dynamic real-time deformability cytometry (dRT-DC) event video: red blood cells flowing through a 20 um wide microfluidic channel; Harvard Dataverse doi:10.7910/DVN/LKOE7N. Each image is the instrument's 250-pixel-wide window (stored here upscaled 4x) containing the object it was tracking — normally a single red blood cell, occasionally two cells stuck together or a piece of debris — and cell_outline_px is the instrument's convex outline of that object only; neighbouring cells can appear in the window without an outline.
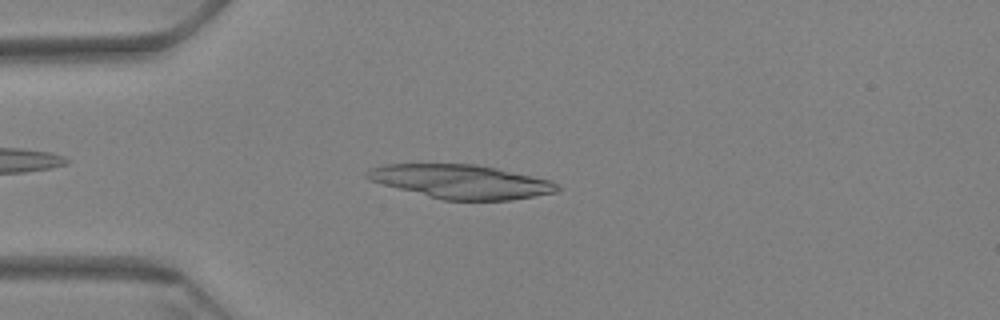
{"species": "Egyptian fruit bat (a non-hibernating species)", "species_latin": "Rousettus aegyptiacus", "temperature_condition": "warm", "stored_images_in_passage": 61, "camera_frame_rate_fps": 3000, "um_per_image_px": 0.085, "animal": {"sex": "female"}, "frame": {"image": 1, "passage_image": 15, "time_ms": 4.667, "image_size_px": [1000, 320], "cell_outline_px": [[560, 188], [556, 192], [512, 200], [444, 200], [428, 196], [368, 180], [364, 176], [364, 172], [372, 168], [384, 164], [476, 164], [496, 168], [548, 180], [560, 184]], "centroid_in_image_um": [39.17, 15.43], "position_along_channel_um": 45.8, "area_um2": 37.22}}